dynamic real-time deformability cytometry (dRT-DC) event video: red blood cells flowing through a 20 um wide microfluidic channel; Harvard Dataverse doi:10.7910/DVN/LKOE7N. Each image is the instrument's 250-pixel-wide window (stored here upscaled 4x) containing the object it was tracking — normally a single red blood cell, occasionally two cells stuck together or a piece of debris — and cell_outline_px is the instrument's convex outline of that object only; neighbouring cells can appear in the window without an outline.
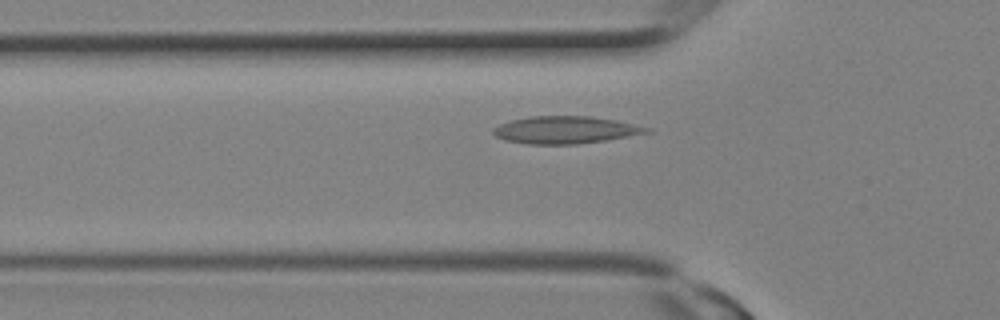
{"species": "Egyptian fruit bat (a non-hibernating species)", "species_latin": "Rousettus aegyptiacus", "temperature_condition": "room temperature", "stored_images_in_passage": 3, "camera_frame_rate_fps": 3000, "um_per_image_px": 0.085, "animal": {"sex": "female"}, "frame": {"image": 1, "passage_image": 2, "time_ms": 0.333, "image_size_px": [1000, 320], "cell_outline_px": [[652, 132], [604, 140], [576, 144], [528, 144], [504, 140], [496, 136], [492, 132], [492, 128], [500, 124], [512, 120], [532, 116], [592, 116], [616, 120], [652, 128]], "centroid_in_image_um": [48.06, 11.04], "position_along_channel_um": 77.7, "area_um2": 24.39}}